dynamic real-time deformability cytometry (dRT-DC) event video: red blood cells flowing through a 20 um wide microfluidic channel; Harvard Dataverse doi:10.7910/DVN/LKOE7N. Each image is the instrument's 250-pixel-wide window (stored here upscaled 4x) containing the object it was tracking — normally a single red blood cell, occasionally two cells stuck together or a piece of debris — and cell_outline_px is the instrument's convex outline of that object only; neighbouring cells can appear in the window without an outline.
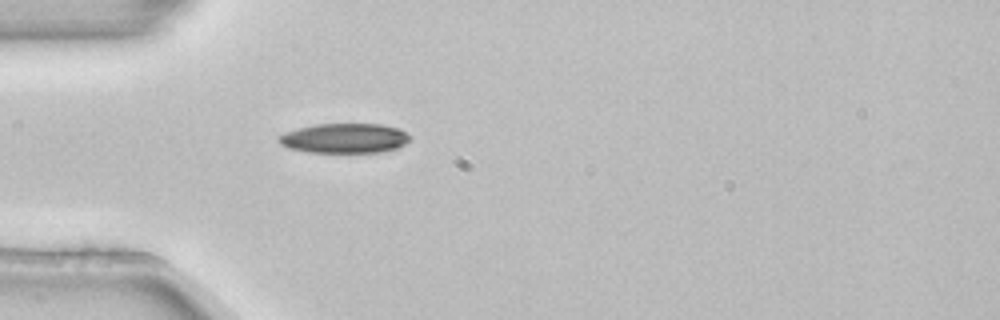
{"species": "common noctule bat (a hibernating species)", "species_latin": "Nyctalus noctula", "temperature_condition": "room temperature", "stored_images_in_passage": 1, "camera_frame_rate_fps": 3000, "um_per_image_px": 0.085, "animal": {"sex": "female", "body_mass_g": 22.7, "forearm_length_mm": 54.2}, "frame": {"image": 1, "passage_image": 1, "time_ms": 0.0, "image_size_px": [1000, 320], "cell_outline_px": [[412, 136], [404, 144], [396, 148], [380, 152], [308, 152], [288, 148], [280, 144], [276, 140], [276, 136], [284, 132], [296, 128], [316, 124], [380, 124], [400, 128]], "centroid_in_image_um": [29.24, 11.74], "position_along_channel_um": 55.8, "area_um2": 22.95}}